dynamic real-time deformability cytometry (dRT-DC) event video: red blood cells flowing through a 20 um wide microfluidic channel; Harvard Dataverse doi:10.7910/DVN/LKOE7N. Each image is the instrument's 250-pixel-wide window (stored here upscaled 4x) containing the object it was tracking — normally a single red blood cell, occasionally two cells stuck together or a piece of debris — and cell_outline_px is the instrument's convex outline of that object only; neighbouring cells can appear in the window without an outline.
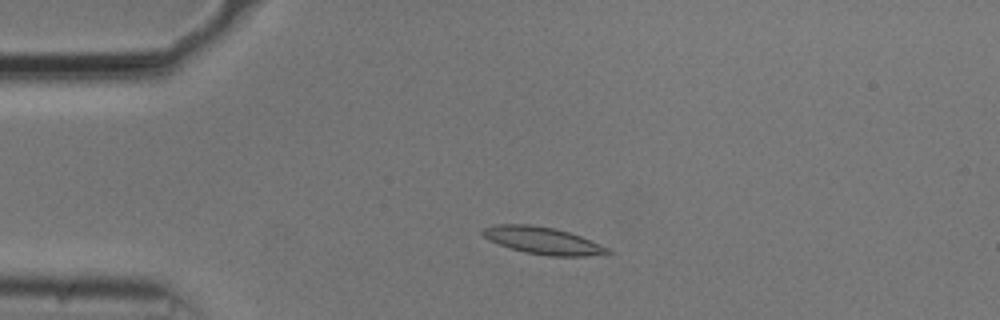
{"species": "common noctule bat (a hibernating species)", "species_latin": "Nyctalus noctula", "temperature_condition": "cold", "stored_images_in_passage": 51, "camera_frame_rate_fps": 3000, "um_per_image_px": 0.085, "animal": {"sex": "male", "body_mass_g": 20.5, "forearm_length_mm": 52.5}, "frame": {"image": 1, "passage_image": 9, "time_ms": 2.667, "image_size_px": [1000, 320], "cell_outline_px": [[616, 252], [584, 256], [548, 256], [524, 252], [488, 240], [480, 232], [484, 228], [496, 224], [532, 224], [552, 228], [568, 232], [580, 236], [600, 244]], "centroid_in_image_um": [46.13, 20.45], "position_along_channel_um": 38.9, "area_um2": 19.59}}
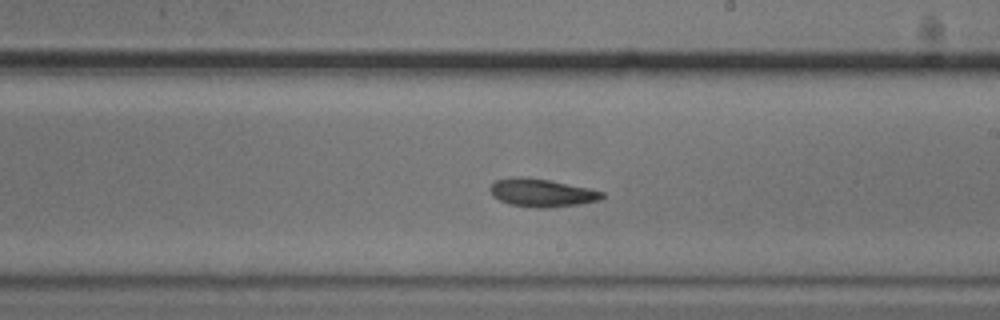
{"frame": {"image": 2, "passage_image": 28, "time_ms": 9.0, "image_size_px": [1000, 320], "cell_outline_px": [[604, 196], [600, 200], [580, 204], [552, 208], [536, 208], [508, 204], [492, 196], [488, 188], [496, 180], [512, 176], [520, 176], [548, 180], [588, 188], [604, 192]], "centroid_in_image_um": [46.02, 16.39], "position_along_channel_um": 243.0, "area_um2": 18.44}}
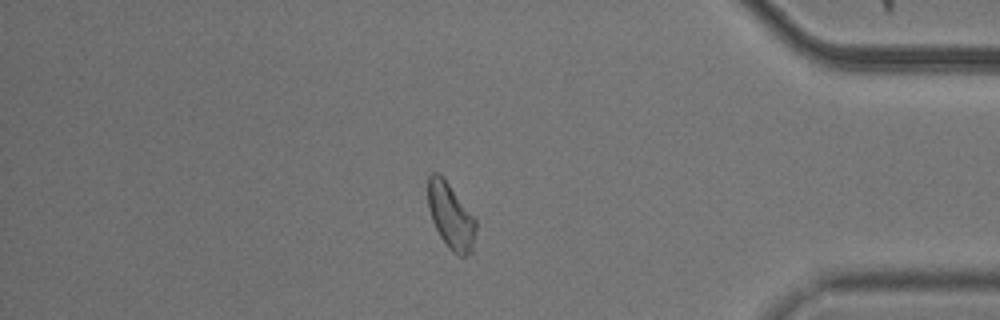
{"frame": {"image": 3, "passage_image": 43, "time_ms": 14.0, "image_size_px": [1000, 320], "cell_outline_px": [[476, 228], [472, 252], [464, 256], [460, 256], [452, 252], [448, 248], [440, 236], [432, 220], [428, 208], [428, 176], [432, 172], [436, 172], [448, 184], [476, 220]], "centroid_in_image_um": [38.31, 18.41], "position_along_channel_um": 396.9, "area_um2": 17.98}, "authors_computed_cell_mechanics": {"area_um2": 18.6116, "velocity_mm_per_s": 3.6969, "shape_relaxation_time_tau1_ms": 5.902, "shape_relaxation_time_tau2_ms": 3.1137, "deformation_change_tau1": 0.1346, "deformation_change_tau2": 0.0782}}